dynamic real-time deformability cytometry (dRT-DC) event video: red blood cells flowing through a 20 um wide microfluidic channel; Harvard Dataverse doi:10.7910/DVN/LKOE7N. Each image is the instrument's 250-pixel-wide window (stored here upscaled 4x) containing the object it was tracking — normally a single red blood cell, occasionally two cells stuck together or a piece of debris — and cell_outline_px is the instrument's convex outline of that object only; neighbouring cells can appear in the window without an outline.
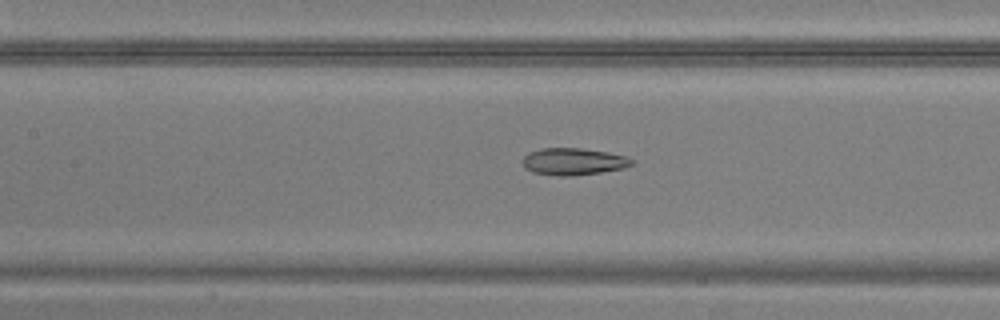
{"species": "common noctule bat (a hibernating species)", "species_latin": "Nyctalus noctula", "temperature_condition": "warm", "stored_images_in_passage": 44, "camera_frame_rate_fps": 3000, "um_per_image_px": 0.085, "animal": {"sex": "male", "body_mass_g": 20.5, "forearm_length_mm": 52.5}, "frame": {"image": 1, "passage_image": 23, "time_ms": 7.333, "image_size_px": [1000, 320], "cell_outline_px": [[632, 164], [624, 168], [600, 172], [572, 176], [564, 176], [532, 172], [524, 168], [524, 156], [528, 152], [540, 148], [580, 148], [608, 152], [624, 156], [632, 160]], "centroid_in_image_um": [48.71, 13.72], "position_along_channel_um": 158.7, "area_um2": 16.99}}
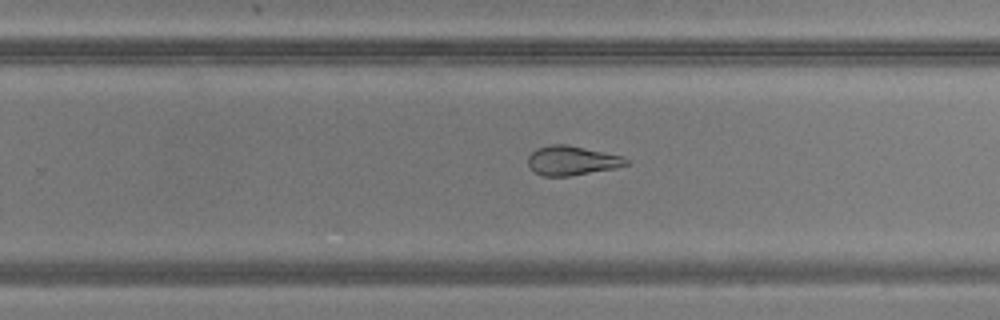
{"frame": {"image": 2, "passage_image": 32, "time_ms": 10.333, "image_size_px": [1000, 320], "cell_outline_px": [[628, 164], [616, 168], [568, 176], [544, 176], [528, 168], [528, 156], [536, 148], [552, 144], [568, 144], [624, 156], [628, 160]], "centroid_in_image_um": [48.61, 13.64], "position_along_channel_um": 281.2, "area_um2": 16.88}}
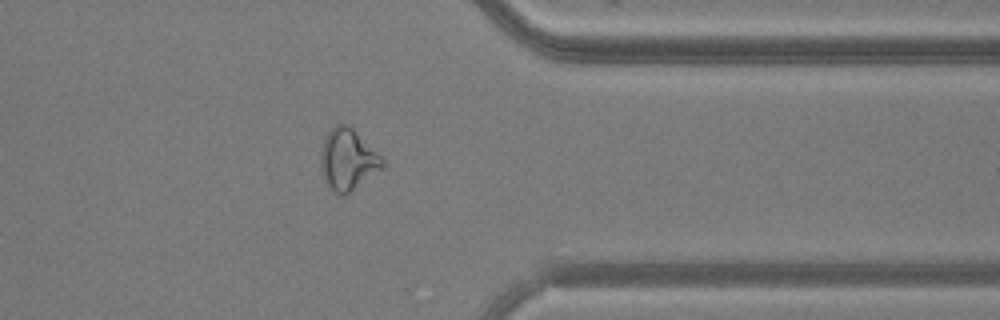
{"frame": {"image": 3, "passage_image": 40, "time_ms": 13.0, "image_size_px": [1000, 320], "cell_outline_px": [[384, 164], [380, 168], [344, 196], [340, 196], [324, 180], [320, 164], [320, 156], [324, 136], [336, 124], [348, 124], [384, 160]], "centroid_in_image_um": [29.5, 13.54], "position_along_channel_um": 381.9, "area_um2": 21.33}}